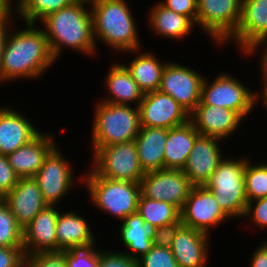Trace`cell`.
<instances>
[{
	"mask_svg": "<svg viewBox=\"0 0 267 267\" xmlns=\"http://www.w3.org/2000/svg\"><path fill=\"white\" fill-rule=\"evenodd\" d=\"M24 23L23 28L15 22L7 36L1 61L3 84L41 79L50 67L56 65L42 27L38 23Z\"/></svg>",
	"mask_w": 267,
	"mask_h": 267,
	"instance_id": "1",
	"label": "cell"
},
{
	"mask_svg": "<svg viewBox=\"0 0 267 267\" xmlns=\"http://www.w3.org/2000/svg\"><path fill=\"white\" fill-rule=\"evenodd\" d=\"M184 226L211 236V231L231 220L219 207L214 195L204 186H193L180 211Z\"/></svg>",
	"mask_w": 267,
	"mask_h": 267,
	"instance_id": "13",
	"label": "cell"
},
{
	"mask_svg": "<svg viewBox=\"0 0 267 267\" xmlns=\"http://www.w3.org/2000/svg\"><path fill=\"white\" fill-rule=\"evenodd\" d=\"M23 247L0 246V267H23Z\"/></svg>",
	"mask_w": 267,
	"mask_h": 267,
	"instance_id": "42",
	"label": "cell"
},
{
	"mask_svg": "<svg viewBox=\"0 0 267 267\" xmlns=\"http://www.w3.org/2000/svg\"><path fill=\"white\" fill-rule=\"evenodd\" d=\"M256 54L260 57L258 59L260 62V75L261 77H267V39L261 41L254 49L251 50V52H249L247 56H244V58L247 57L249 59V57L252 58L256 56Z\"/></svg>",
	"mask_w": 267,
	"mask_h": 267,
	"instance_id": "44",
	"label": "cell"
},
{
	"mask_svg": "<svg viewBox=\"0 0 267 267\" xmlns=\"http://www.w3.org/2000/svg\"><path fill=\"white\" fill-rule=\"evenodd\" d=\"M137 212L152 230L160 226L177 222L181 218L180 210L171 203L152 200L140 194Z\"/></svg>",
	"mask_w": 267,
	"mask_h": 267,
	"instance_id": "30",
	"label": "cell"
},
{
	"mask_svg": "<svg viewBox=\"0 0 267 267\" xmlns=\"http://www.w3.org/2000/svg\"><path fill=\"white\" fill-rule=\"evenodd\" d=\"M16 15L6 16L0 18V83L2 84V73H1V61L2 55L5 48L7 36L14 25ZM0 84V85H1Z\"/></svg>",
	"mask_w": 267,
	"mask_h": 267,
	"instance_id": "43",
	"label": "cell"
},
{
	"mask_svg": "<svg viewBox=\"0 0 267 267\" xmlns=\"http://www.w3.org/2000/svg\"><path fill=\"white\" fill-rule=\"evenodd\" d=\"M147 24L152 32L159 38H167L171 41H184L187 36L194 33L196 25L182 14L166 9L158 1L148 11Z\"/></svg>",
	"mask_w": 267,
	"mask_h": 267,
	"instance_id": "25",
	"label": "cell"
},
{
	"mask_svg": "<svg viewBox=\"0 0 267 267\" xmlns=\"http://www.w3.org/2000/svg\"><path fill=\"white\" fill-rule=\"evenodd\" d=\"M166 9L187 16L195 25L197 20V0H159Z\"/></svg>",
	"mask_w": 267,
	"mask_h": 267,
	"instance_id": "41",
	"label": "cell"
},
{
	"mask_svg": "<svg viewBox=\"0 0 267 267\" xmlns=\"http://www.w3.org/2000/svg\"><path fill=\"white\" fill-rule=\"evenodd\" d=\"M204 74L182 63L169 61L163 71L159 91L173 97L191 113L201 101Z\"/></svg>",
	"mask_w": 267,
	"mask_h": 267,
	"instance_id": "11",
	"label": "cell"
},
{
	"mask_svg": "<svg viewBox=\"0 0 267 267\" xmlns=\"http://www.w3.org/2000/svg\"><path fill=\"white\" fill-rule=\"evenodd\" d=\"M91 130V147H101L134 141L140 125L138 106L95 102Z\"/></svg>",
	"mask_w": 267,
	"mask_h": 267,
	"instance_id": "4",
	"label": "cell"
},
{
	"mask_svg": "<svg viewBox=\"0 0 267 267\" xmlns=\"http://www.w3.org/2000/svg\"><path fill=\"white\" fill-rule=\"evenodd\" d=\"M51 132L41 131L34 139L7 155L19 178L35 177L48 154L57 146Z\"/></svg>",
	"mask_w": 267,
	"mask_h": 267,
	"instance_id": "22",
	"label": "cell"
},
{
	"mask_svg": "<svg viewBox=\"0 0 267 267\" xmlns=\"http://www.w3.org/2000/svg\"><path fill=\"white\" fill-rule=\"evenodd\" d=\"M59 211L56 224L57 251L98 244L89 220L76 210ZM79 213V214H78Z\"/></svg>",
	"mask_w": 267,
	"mask_h": 267,
	"instance_id": "23",
	"label": "cell"
},
{
	"mask_svg": "<svg viewBox=\"0 0 267 267\" xmlns=\"http://www.w3.org/2000/svg\"><path fill=\"white\" fill-rule=\"evenodd\" d=\"M129 3L127 0H90L97 51L99 43L118 54L144 48Z\"/></svg>",
	"mask_w": 267,
	"mask_h": 267,
	"instance_id": "3",
	"label": "cell"
},
{
	"mask_svg": "<svg viewBox=\"0 0 267 267\" xmlns=\"http://www.w3.org/2000/svg\"><path fill=\"white\" fill-rule=\"evenodd\" d=\"M140 125L171 129L189 121V112L159 90L145 93L139 103Z\"/></svg>",
	"mask_w": 267,
	"mask_h": 267,
	"instance_id": "15",
	"label": "cell"
},
{
	"mask_svg": "<svg viewBox=\"0 0 267 267\" xmlns=\"http://www.w3.org/2000/svg\"><path fill=\"white\" fill-rule=\"evenodd\" d=\"M261 85V90L259 92L257 90L256 103H258V105L261 103L262 107H265L264 109L267 110V77H261Z\"/></svg>",
	"mask_w": 267,
	"mask_h": 267,
	"instance_id": "47",
	"label": "cell"
},
{
	"mask_svg": "<svg viewBox=\"0 0 267 267\" xmlns=\"http://www.w3.org/2000/svg\"><path fill=\"white\" fill-rule=\"evenodd\" d=\"M249 267H267V246L262 242L252 251Z\"/></svg>",
	"mask_w": 267,
	"mask_h": 267,
	"instance_id": "45",
	"label": "cell"
},
{
	"mask_svg": "<svg viewBox=\"0 0 267 267\" xmlns=\"http://www.w3.org/2000/svg\"><path fill=\"white\" fill-rule=\"evenodd\" d=\"M167 136V128L141 126L134 141L144 173L164 169Z\"/></svg>",
	"mask_w": 267,
	"mask_h": 267,
	"instance_id": "27",
	"label": "cell"
},
{
	"mask_svg": "<svg viewBox=\"0 0 267 267\" xmlns=\"http://www.w3.org/2000/svg\"><path fill=\"white\" fill-rule=\"evenodd\" d=\"M76 0H17L15 15L20 22L39 23L50 13L59 11Z\"/></svg>",
	"mask_w": 267,
	"mask_h": 267,
	"instance_id": "31",
	"label": "cell"
},
{
	"mask_svg": "<svg viewBox=\"0 0 267 267\" xmlns=\"http://www.w3.org/2000/svg\"><path fill=\"white\" fill-rule=\"evenodd\" d=\"M104 79L105 96L98 99L105 103L139 106L144 93L132 78L129 70L119 61L111 62ZM132 103V104H131Z\"/></svg>",
	"mask_w": 267,
	"mask_h": 267,
	"instance_id": "24",
	"label": "cell"
},
{
	"mask_svg": "<svg viewBox=\"0 0 267 267\" xmlns=\"http://www.w3.org/2000/svg\"><path fill=\"white\" fill-rule=\"evenodd\" d=\"M124 54L135 55L133 58L130 56L131 60L127 64L125 62L124 65L138 84L139 89L144 94L159 90L164 68L169 61L163 62L157 58L155 53L142 51V48Z\"/></svg>",
	"mask_w": 267,
	"mask_h": 267,
	"instance_id": "26",
	"label": "cell"
},
{
	"mask_svg": "<svg viewBox=\"0 0 267 267\" xmlns=\"http://www.w3.org/2000/svg\"><path fill=\"white\" fill-rule=\"evenodd\" d=\"M0 246L23 247V228L3 199H0Z\"/></svg>",
	"mask_w": 267,
	"mask_h": 267,
	"instance_id": "33",
	"label": "cell"
},
{
	"mask_svg": "<svg viewBox=\"0 0 267 267\" xmlns=\"http://www.w3.org/2000/svg\"><path fill=\"white\" fill-rule=\"evenodd\" d=\"M199 135L190 121L168 129L164 152V169H183Z\"/></svg>",
	"mask_w": 267,
	"mask_h": 267,
	"instance_id": "28",
	"label": "cell"
},
{
	"mask_svg": "<svg viewBox=\"0 0 267 267\" xmlns=\"http://www.w3.org/2000/svg\"><path fill=\"white\" fill-rule=\"evenodd\" d=\"M82 173V184L86 186L91 204L98 211L119 221L137 212L141 194L139 183L103 178L97 176L91 169L85 173L83 170Z\"/></svg>",
	"mask_w": 267,
	"mask_h": 267,
	"instance_id": "5",
	"label": "cell"
},
{
	"mask_svg": "<svg viewBox=\"0 0 267 267\" xmlns=\"http://www.w3.org/2000/svg\"><path fill=\"white\" fill-rule=\"evenodd\" d=\"M140 187L144 197L171 203L181 211L193 185L183 169H160L146 172Z\"/></svg>",
	"mask_w": 267,
	"mask_h": 267,
	"instance_id": "12",
	"label": "cell"
},
{
	"mask_svg": "<svg viewBox=\"0 0 267 267\" xmlns=\"http://www.w3.org/2000/svg\"><path fill=\"white\" fill-rule=\"evenodd\" d=\"M243 218L247 219L251 226L265 230L267 228V197L249 201Z\"/></svg>",
	"mask_w": 267,
	"mask_h": 267,
	"instance_id": "38",
	"label": "cell"
},
{
	"mask_svg": "<svg viewBox=\"0 0 267 267\" xmlns=\"http://www.w3.org/2000/svg\"><path fill=\"white\" fill-rule=\"evenodd\" d=\"M98 267H138V261L122 251L98 248Z\"/></svg>",
	"mask_w": 267,
	"mask_h": 267,
	"instance_id": "37",
	"label": "cell"
},
{
	"mask_svg": "<svg viewBox=\"0 0 267 267\" xmlns=\"http://www.w3.org/2000/svg\"><path fill=\"white\" fill-rule=\"evenodd\" d=\"M68 267H98L97 245L65 250Z\"/></svg>",
	"mask_w": 267,
	"mask_h": 267,
	"instance_id": "36",
	"label": "cell"
},
{
	"mask_svg": "<svg viewBox=\"0 0 267 267\" xmlns=\"http://www.w3.org/2000/svg\"><path fill=\"white\" fill-rule=\"evenodd\" d=\"M263 243L267 246V238H264Z\"/></svg>",
	"mask_w": 267,
	"mask_h": 267,
	"instance_id": "48",
	"label": "cell"
},
{
	"mask_svg": "<svg viewBox=\"0 0 267 267\" xmlns=\"http://www.w3.org/2000/svg\"><path fill=\"white\" fill-rule=\"evenodd\" d=\"M138 261V267H179L171 249L153 245Z\"/></svg>",
	"mask_w": 267,
	"mask_h": 267,
	"instance_id": "35",
	"label": "cell"
},
{
	"mask_svg": "<svg viewBox=\"0 0 267 267\" xmlns=\"http://www.w3.org/2000/svg\"><path fill=\"white\" fill-rule=\"evenodd\" d=\"M70 160L66 159L57 145L48 154L44 164L34 177L39 184L43 199L48 205L59 206L64 200L63 198L74 189V184L79 185L78 182L81 185L83 182V175H79V178L76 179V171H73L72 167L74 164Z\"/></svg>",
	"mask_w": 267,
	"mask_h": 267,
	"instance_id": "10",
	"label": "cell"
},
{
	"mask_svg": "<svg viewBox=\"0 0 267 267\" xmlns=\"http://www.w3.org/2000/svg\"><path fill=\"white\" fill-rule=\"evenodd\" d=\"M61 209L47 205L23 229L25 254L57 251L56 224Z\"/></svg>",
	"mask_w": 267,
	"mask_h": 267,
	"instance_id": "21",
	"label": "cell"
},
{
	"mask_svg": "<svg viewBox=\"0 0 267 267\" xmlns=\"http://www.w3.org/2000/svg\"><path fill=\"white\" fill-rule=\"evenodd\" d=\"M189 121L200 135L227 141L240 130L244 119L229 108L206 105L200 101L189 114Z\"/></svg>",
	"mask_w": 267,
	"mask_h": 267,
	"instance_id": "16",
	"label": "cell"
},
{
	"mask_svg": "<svg viewBox=\"0 0 267 267\" xmlns=\"http://www.w3.org/2000/svg\"><path fill=\"white\" fill-rule=\"evenodd\" d=\"M183 225L181 218L177 222H172L152 230L153 245L169 248L175 238L178 229Z\"/></svg>",
	"mask_w": 267,
	"mask_h": 267,
	"instance_id": "39",
	"label": "cell"
},
{
	"mask_svg": "<svg viewBox=\"0 0 267 267\" xmlns=\"http://www.w3.org/2000/svg\"><path fill=\"white\" fill-rule=\"evenodd\" d=\"M19 177L12 169L7 155L0 154V199L17 184Z\"/></svg>",
	"mask_w": 267,
	"mask_h": 267,
	"instance_id": "40",
	"label": "cell"
},
{
	"mask_svg": "<svg viewBox=\"0 0 267 267\" xmlns=\"http://www.w3.org/2000/svg\"><path fill=\"white\" fill-rule=\"evenodd\" d=\"M223 140L216 137L199 135L189 154L184 174L193 186H204L219 163L224 159ZM222 143V144H220Z\"/></svg>",
	"mask_w": 267,
	"mask_h": 267,
	"instance_id": "17",
	"label": "cell"
},
{
	"mask_svg": "<svg viewBox=\"0 0 267 267\" xmlns=\"http://www.w3.org/2000/svg\"><path fill=\"white\" fill-rule=\"evenodd\" d=\"M241 17V0H197L196 27L223 48L236 32Z\"/></svg>",
	"mask_w": 267,
	"mask_h": 267,
	"instance_id": "9",
	"label": "cell"
},
{
	"mask_svg": "<svg viewBox=\"0 0 267 267\" xmlns=\"http://www.w3.org/2000/svg\"><path fill=\"white\" fill-rule=\"evenodd\" d=\"M247 157H224L204 185L232 220L243 219L248 203L244 179Z\"/></svg>",
	"mask_w": 267,
	"mask_h": 267,
	"instance_id": "6",
	"label": "cell"
},
{
	"mask_svg": "<svg viewBox=\"0 0 267 267\" xmlns=\"http://www.w3.org/2000/svg\"><path fill=\"white\" fill-rule=\"evenodd\" d=\"M244 179L248 202L267 197L266 160L252 162L248 156L246 159Z\"/></svg>",
	"mask_w": 267,
	"mask_h": 267,
	"instance_id": "32",
	"label": "cell"
},
{
	"mask_svg": "<svg viewBox=\"0 0 267 267\" xmlns=\"http://www.w3.org/2000/svg\"><path fill=\"white\" fill-rule=\"evenodd\" d=\"M38 25L44 30L52 56L57 62L65 49L88 55L89 58L97 57L99 51L94 39L90 0H76L50 13Z\"/></svg>",
	"mask_w": 267,
	"mask_h": 267,
	"instance_id": "2",
	"label": "cell"
},
{
	"mask_svg": "<svg viewBox=\"0 0 267 267\" xmlns=\"http://www.w3.org/2000/svg\"><path fill=\"white\" fill-rule=\"evenodd\" d=\"M119 228V239L125 249L127 248L126 251H121L127 256L138 260L152 248V229L146 225L138 212L126 216Z\"/></svg>",
	"mask_w": 267,
	"mask_h": 267,
	"instance_id": "29",
	"label": "cell"
},
{
	"mask_svg": "<svg viewBox=\"0 0 267 267\" xmlns=\"http://www.w3.org/2000/svg\"><path fill=\"white\" fill-rule=\"evenodd\" d=\"M91 150L93 155L89 168L97 176L140 184L145 173L139 162L135 141Z\"/></svg>",
	"mask_w": 267,
	"mask_h": 267,
	"instance_id": "7",
	"label": "cell"
},
{
	"mask_svg": "<svg viewBox=\"0 0 267 267\" xmlns=\"http://www.w3.org/2000/svg\"><path fill=\"white\" fill-rule=\"evenodd\" d=\"M212 81L204 78L201 101L206 105L229 108L236 111L244 120L257 105V91L251 90L240 79L229 73L222 72Z\"/></svg>",
	"mask_w": 267,
	"mask_h": 267,
	"instance_id": "8",
	"label": "cell"
},
{
	"mask_svg": "<svg viewBox=\"0 0 267 267\" xmlns=\"http://www.w3.org/2000/svg\"><path fill=\"white\" fill-rule=\"evenodd\" d=\"M34 124L12 105L0 106V154L8 155L34 139L41 132Z\"/></svg>",
	"mask_w": 267,
	"mask_h": 267,
	"instance_id": "18",
	"label": "cell"
},
{
	"mask_svg": "<svg viewBox=\"0 0 267 267\" xmlns=\"http://www.w3.org/2000/svg\"><path fill=\"white\" fill-rule=\"evenodd\" d=\"M267 39V0H241V17L236 32L223 44H233L239 54L247 56ZM228 44V45H226Z\"/></svg>",
	"mask_w": 267,
	"mask_h": 267,
	"instance_id": "14",
	"label": "cell"
},
{
	"mask_svg": "<svg viewBox=\"0 0 267 267\" xmlns=\"http://www.w3.org/2000/svg\"><path fill=\"white\" fill-rule=\"evenodd\" d=\"M210 235L182 225L170 247L179 267H208Z\"/></svg>",
	"mask_w": 267,
	"mask_h": 267,
	"instance_id": "19",
	"label": "cell"
},
{
	"mask_svg": "<svg viewBox=\"0 0 267 267\" xmlns=\"http://www.w3.org/2000/svg\"><path fill=\"white\" fill-rule=\"evenodd\" d=\"M14 1L16 0H0V18L15 15L16 2Z\"/></svg>",
	"mask_w": 267,
	"mask_h": 267,
	"instance_id": "46",
	"label": "cell"
},
{
	"mask_svg": "<svg viewBox=\"0 0 267 267\" xmlns=\"http://www.w3.org/2000/svg\"><path fill=\"white\" fill-rule=\"evenodd\" d=\"M23 267H68L66 251H48L25 254Z\"/></svg>",
	"mask_w": 267,
	"mask_h": 267,
	"instance_id": "34",
	"label": "cell"
},
{
	"mask_svg": "<svg viewBox=\"0 0 267 267\" xmlns=\"http://www.w3.org/2000/svg\"><path fill=\"white\" fill-rule=\"evenodd\" d=\"M2 199L23 229L48 205L34 177L19 178L15 187Z\"/></svg>",
	"mask_w": 267,
	"mask_h": 267,
	"instance_id": "20",
	"label": "cell"
}]
</instances>
